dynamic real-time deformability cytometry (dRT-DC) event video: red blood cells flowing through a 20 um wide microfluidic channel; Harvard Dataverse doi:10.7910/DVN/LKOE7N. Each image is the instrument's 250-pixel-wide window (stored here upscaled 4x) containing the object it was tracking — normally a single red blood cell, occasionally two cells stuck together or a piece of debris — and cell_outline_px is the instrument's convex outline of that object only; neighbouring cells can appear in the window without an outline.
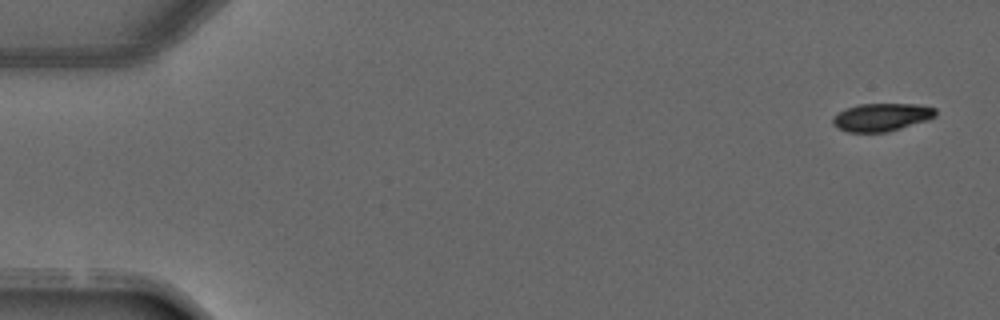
{"species": "common noctule bat (a hibernating species)", "species_latin": "Nyctalus noctula", "temperature_condition": "warm", "stored_images_in_passage": 2, "camera_frame_rate_fps": 3000, "um_per_image_px": 0.085, "animal": {"sex": "male", "forearm_length_mm": 52.5}, "frame": {"image": 1, "passage_image": 1, "time_ms": 0.0, "image_size_px": [1000, 320], "cell_outline_px": [[936, 116], [928, 120], [888, 132], [848, 132], [836, 128], [832, 124], [832, 116], [848, 108], [860, 104], [920, 104], [936, 108]], "centroid_in_image_um": [74.94, 9.96], "position_along_channel_um": 10.1, "area_um2": 16.82}}